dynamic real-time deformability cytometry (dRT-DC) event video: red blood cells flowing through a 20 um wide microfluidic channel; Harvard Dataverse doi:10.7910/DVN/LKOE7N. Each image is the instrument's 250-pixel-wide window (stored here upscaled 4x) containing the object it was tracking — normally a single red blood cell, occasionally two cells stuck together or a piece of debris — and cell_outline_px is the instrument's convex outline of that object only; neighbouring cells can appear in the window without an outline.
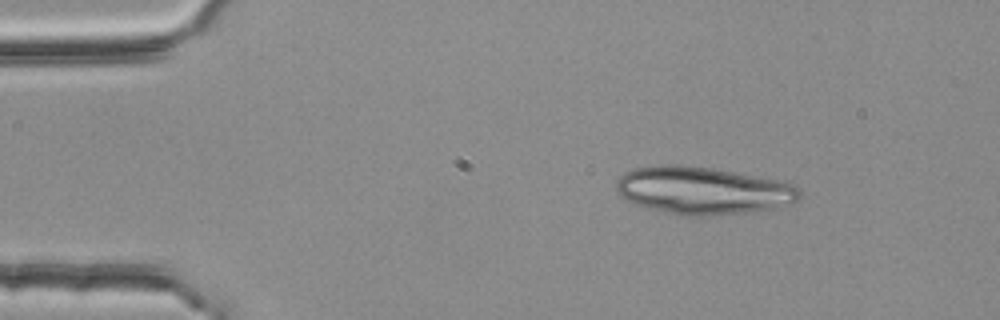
{"species": "common noctule bat (a hibernating species)", "species_latin": "Nyctalus noctula", "temperature_condition": "room temperature", "stored_images_in_passage": 2, "camera_frame_rate_fps": 3000, "um_per_image_px": 0.085, "animal": {"sex": "female", "body_mass_g": 25.1}, "frame": {"image": 1, "passage_image": 1, "time_ms": 0.0, "image_size_px": [1000, 320], "cell_outline_px": [[804, 196], [800, 200], [776, 208], [752, 212], [716, 216], [684, 216], [636, 204], [620, 196], [616, 192], [616, 180], [624, 172], [632, 168], [656, 164], [680, 164], [712, 168], [776, 180], [796, 184], [800, 188]], "centroid_in_image_um": [59.77, 16.19], "position_along_channel_um": 25.2, "area_um2": 51.38}}